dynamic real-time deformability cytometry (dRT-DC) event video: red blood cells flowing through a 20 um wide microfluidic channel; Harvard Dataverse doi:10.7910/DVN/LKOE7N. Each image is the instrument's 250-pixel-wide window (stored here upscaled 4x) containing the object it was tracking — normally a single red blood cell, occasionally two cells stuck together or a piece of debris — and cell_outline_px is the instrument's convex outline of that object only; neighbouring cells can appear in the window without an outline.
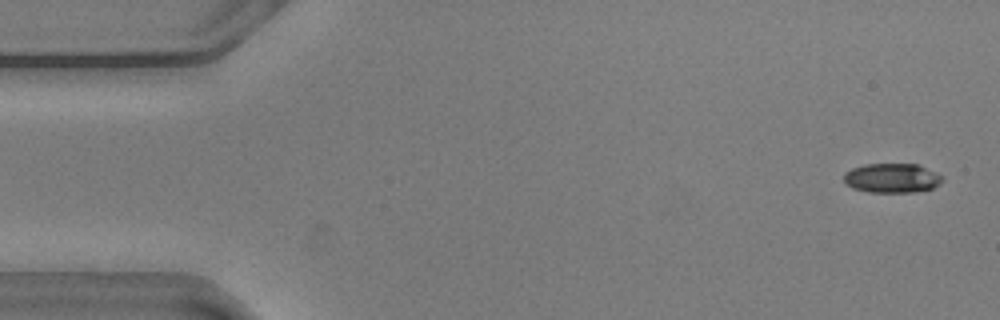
{"species": "common noctule bat (a hibernating species)", "species_latin": "Nyctalus noctula", "temperature_condition": "warm", "stored_images_in_passage": 56, "camera_frame_rate_fps": 3000, "um_per_image_px": 0.085, "animal": {"sex": "male", "body_mass_g": 20.5, "forearm_length_mm": 52.5}, "frame": {"image": 1, "passage_image": 2, "time_ms": 0.333, "image_size_px": [1000, 320], "cell_outline_px": [[944, 180], [940, 184], [932, 188], [916, 192], [868, 192], [852, 188], [844, 184], [844, 172], [852, 168], [864, 164], [920, 164], [944, 176]], "centroid_in_image_um": [75.83, 15.13], "position_along_channel_um": 9.2, "area_um2": 17.22}}
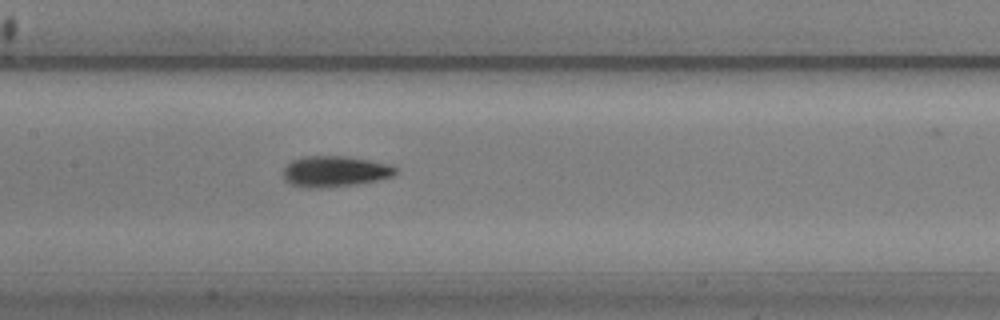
{"frame": {"image": 2, "passage_image": 26, "time_ms": 8.333, "image_size_px": [1000, 320], "cell_outline_px": [[400, 172], [392, 176], [376, 180], [356, 184], [320, 188], [308, 188], [292, 184], [284, 180], [284, 168], [292, 160], [304, 156], [348, 156], [372, 160], [388, 164], [396, 168]], "centroid_in_image_um": [28.48, 14.56], "position_along_channel_um": 178.9, "area_um2": 20.23}}
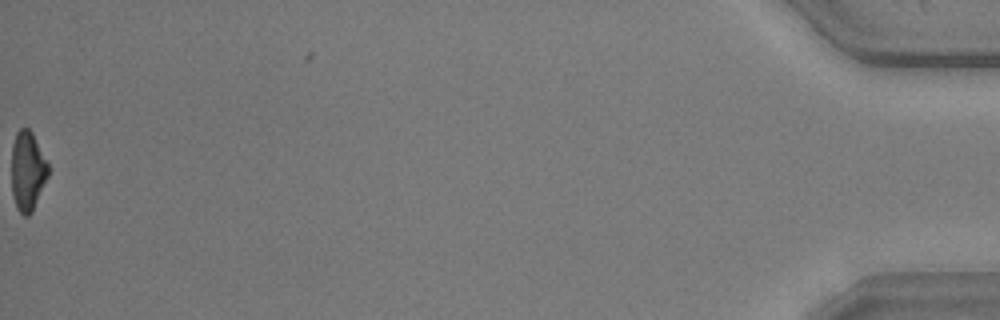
{"frame": {"image": 3, "passage_image": 56, "time_ms": 18.333, "image_size_px": [1000, 320], "cell_outline_px": [[48, 176], [32, 212], [28, 216], [24, 216], [16, 208], [12, 192], [12, 144], [16, 132], [20, 128], [28, 128], [32, 132], [48, 164]], "centroid_in_image_um": [2.33, 14.54], "position_along_channel_um": 432.9, "area_um2": 16.88}, "authors_computed_cell_mechanics": {"area_um2": 18.2648, "velocity_mm_per_s": 3.6222, "shape_relaxation_time_tau1_ms": 2.8423, "shape_relaxation_time_tau2_ms": 3.8273, "deformation_change_tau1": 0.1357, "deformation_change_tau2": 0.1105}}